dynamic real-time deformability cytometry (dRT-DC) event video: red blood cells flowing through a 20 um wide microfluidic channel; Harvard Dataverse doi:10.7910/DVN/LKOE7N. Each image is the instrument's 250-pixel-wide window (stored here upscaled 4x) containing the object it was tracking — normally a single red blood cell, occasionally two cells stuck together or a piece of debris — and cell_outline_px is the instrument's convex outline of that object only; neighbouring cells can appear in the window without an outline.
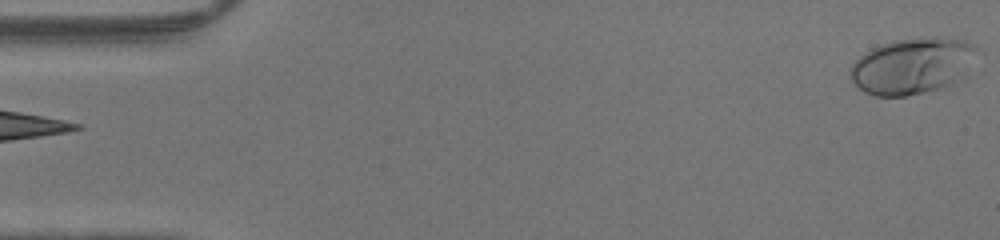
{"species": "human", "species_latin": "Homo sapiens", "temperature_condition": "warm", "stored_images_in_passage": 47, "camera_frame_rate_fps": 3000, "um_per_image_px": 0.085, "donor": {"sex": "male"}, "frame": {"image": 1, "passage_image": 1, "time_ms": 0.0, "image_size_px": [1000, 240], "cell_outline_px": [[980, 48], [952, 80], [948, 84], [936, 88], [904, 96], [876, 96], [864, 92], [848, 76], [848, 68], [860, 56], [872, 48], [892, 40], [932, 36], [940, 36], [964, 40]], "centroid_in_image_um": [77.41, 5.55], "position_along_channel_um": 7.6, "area_um2": 40.34}}
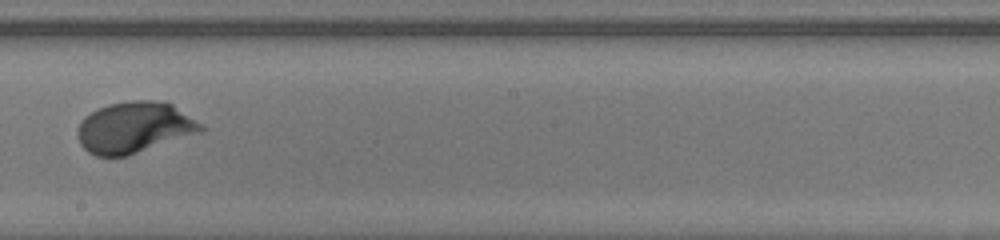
{"frame": {"image": 2, "passage_image": 27, "time_ms": 8.667, "image_size_px": [1000, 240], "cell_outline_px": [[208, 128], [200, 132], [128, 156], [96, 156], [88, 152], [80, 144], [76, 132], [84, 116], [108, 104], [128, 100], [160, 100], [172, 104], [204, 124]], "centroid_in_image_um": [11.44, 10.83], "position_along_channel_um": 236.8, "area_um2": 36.99}}
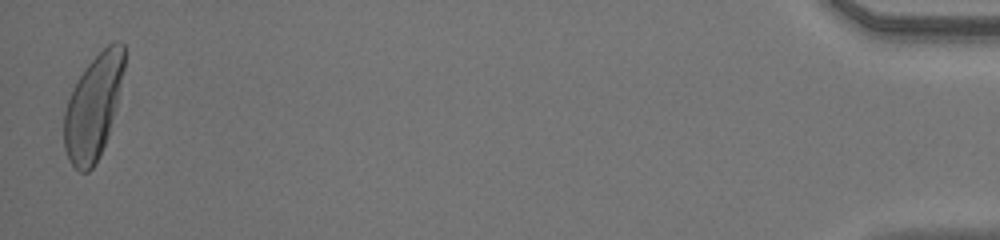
{"frame": {"image": 3, "passage_image": 47, "time_ms": 15.333, "image_size_px": [1000, 240], "cell_outline_px": [[124, 68], [116, 108], [108, 136], [100, 156], [96, 164], [88, 172], [80, 172], [68, 160], [64, 148], [64, 112], [68, 100], [80, 76], [88, 64], [108, 44], [124, 44]], "centroid_in_image_um": [7.92, 9.16], "position_along_channel_um": 427.3, "area_um2": 36.07}}